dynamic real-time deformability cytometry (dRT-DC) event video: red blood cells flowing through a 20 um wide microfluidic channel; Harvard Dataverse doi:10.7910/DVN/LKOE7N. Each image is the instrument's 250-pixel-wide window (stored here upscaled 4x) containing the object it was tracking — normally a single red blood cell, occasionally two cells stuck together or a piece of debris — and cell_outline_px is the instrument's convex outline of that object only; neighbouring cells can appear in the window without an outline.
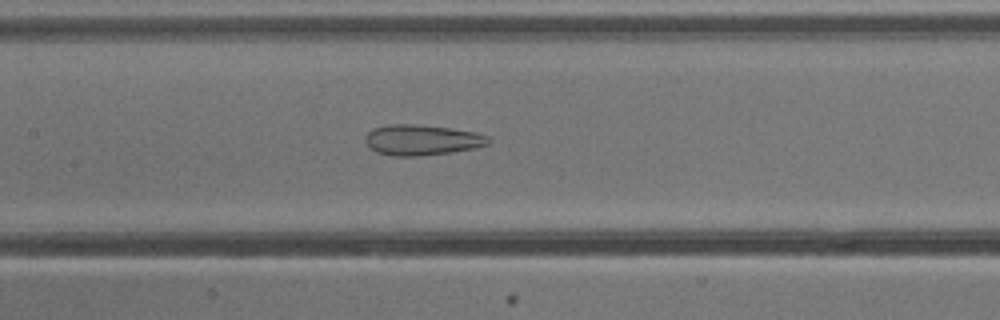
{"species": "common noctule bat (a hibernating species)", "species_latin": "Nyctalus noctula", "temperature_condition": "cold", "stored_images_in_passage": 31, "camera_frame_rate_fps": 3000, "um_per_image_px": 0.085, "animal": {"sex": "male", "body_mass_g": 13.3}, "frame": {"image": 1, "passage_image": 10, "time_ms": 3.0, "image_size_px": [1000, 320], "cell_outline_px": [[492, 140], [488, 144], [476, 148], [420, 156], [396, 156], [376, 152], [368, 148], [364, 140], [368, 132], [372, 128], [388, 124], [416, 124], [448, 128], [476, 132], [488, 136]], "centroid_in_image_um": [35.83, 11.89], "position_along_channel_um": 171.6, "area_um2": 22.02}}
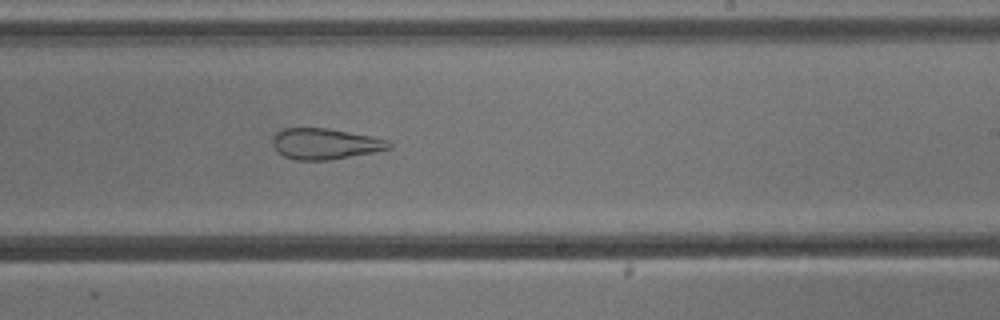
{"frame": {"image": 2, "passage_image": 17, "time_ms": 5.333, "image_size_px": [1000, 320], "cell_outline_px": [[392, 148], [332, 160], [296, 160], [284, 156], [272, 144], [272, 136], [276, 132], [284, 128], [328, 128], [388, 140], [392, 144]], "centroid_in_image_um": [27.61, 12.22], "position_along_channel_um": 261.4, "area_um2": 20.81}}
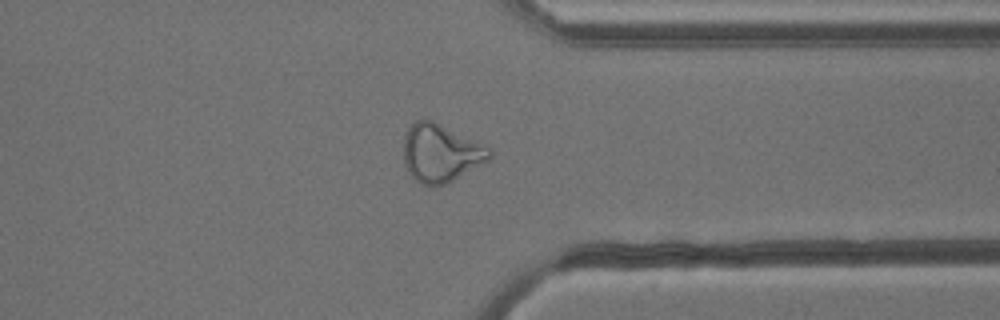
{"frame": {"image": 3, "passage_image": 26, "time_ms": 8.333, "image_size_px": [1000, 320], "cell_outline_px": [[492, 156], [488, 160], [452, 180], [444, 184], [432, 188], [420, 184], [408, 172], [404, 164], [404, 136], [408, 128], [416, 120], [432, 120], [488, 144], [492, 148]], "centroid_in_image_um": [37.48, 13.0], "position_along_channel_um": 373.9, "area_um2": 29.36}}